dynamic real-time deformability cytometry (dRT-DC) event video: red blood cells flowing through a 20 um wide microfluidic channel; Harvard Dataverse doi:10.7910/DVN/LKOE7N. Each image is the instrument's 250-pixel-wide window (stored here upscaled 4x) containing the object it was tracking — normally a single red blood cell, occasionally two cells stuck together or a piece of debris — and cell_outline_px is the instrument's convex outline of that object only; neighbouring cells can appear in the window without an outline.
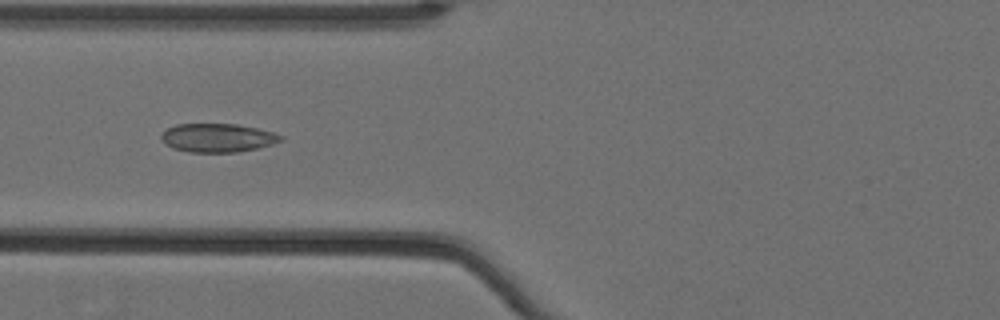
{"species": "Egyptian fruit bat (a non-hibernating species)", "species_latin": "Rousettus aegyptiacus", "temperature_condition": "cold", "stored_images_in_passage": 60, "camera_frame_rate_fps": 3000, "um_per_image_px": 0.085, "animal": {"sex": "female"}, "frame": {"image": 1, "passage_image": 27, "time_ms": 8.667, "image_size_px": [1000, 320], "cell_outline_px": [[284, 140], [272, 144], [256, 148], [236, 152], [188, 152], [172, 148], [164, 144], [160, 140], [160, 136], [168, 128], [176, 124], [236, 124], [256, 128], [272, 132], [284, 136]], "centroid_in_image_um": [18.47, 11.72], "position_along_channel_um": 107.3, "area_um2": 19.94}}
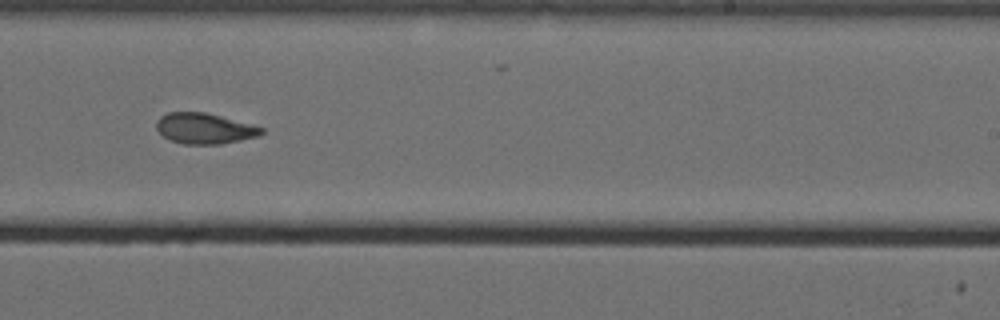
{"frame": {"image": 2, "passage_image": 41, "time_ms": 13.333, "image_size_px": [1000, 320], "cell_outline_px": [[264, 132], [260, 136], [220, 144], [184, 144], [168, 140], [156, 128], [156, 120], [160, 116], [168, 112], [204, 112], [220, 116], [264, 128]], "centroid_in_image_um": [17.36, 10.92], "position_along_channel_um": 271.6, "area_um2": 18.73}}
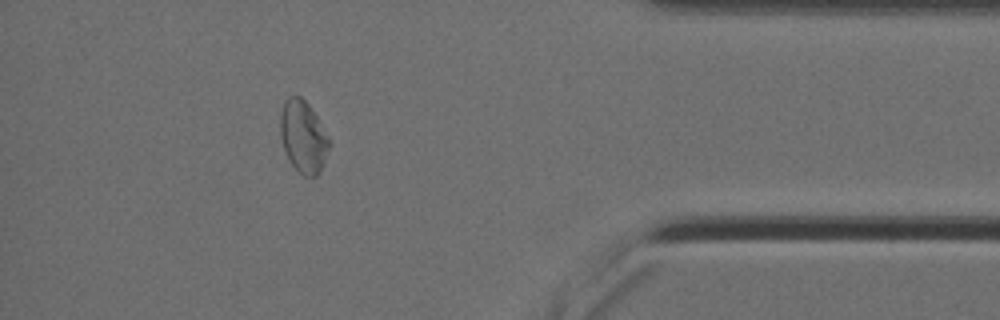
{"frame": {"image": 3, "passage_image": 55, "time_ms": 18.0, "image_size_px": [1000, 320], "cell_outline_px": [[332, 144], [320, 172], [316, 176], [304, 176], [288, 160], [280, 136], [280, 112], [284, 100], [288, 96], [300, 96], [308, 104], [316, 116], [328, 136]], "centroid_in_image_um": [25.78, 11.61], "position_along_channel_um": 409.4, "area_um2": 20.63}, "authors_computed_cell_mechanics": {"area_um2": 20.6635, "velocity_mm_per_s": 3.5061, "shape_relaxation_time_tau1_ms": null, "shape_relaxation_time_tau2_ms": 1.7085, "deformation_change_tau1": null, "deformation_change_tau2": 0.08}}